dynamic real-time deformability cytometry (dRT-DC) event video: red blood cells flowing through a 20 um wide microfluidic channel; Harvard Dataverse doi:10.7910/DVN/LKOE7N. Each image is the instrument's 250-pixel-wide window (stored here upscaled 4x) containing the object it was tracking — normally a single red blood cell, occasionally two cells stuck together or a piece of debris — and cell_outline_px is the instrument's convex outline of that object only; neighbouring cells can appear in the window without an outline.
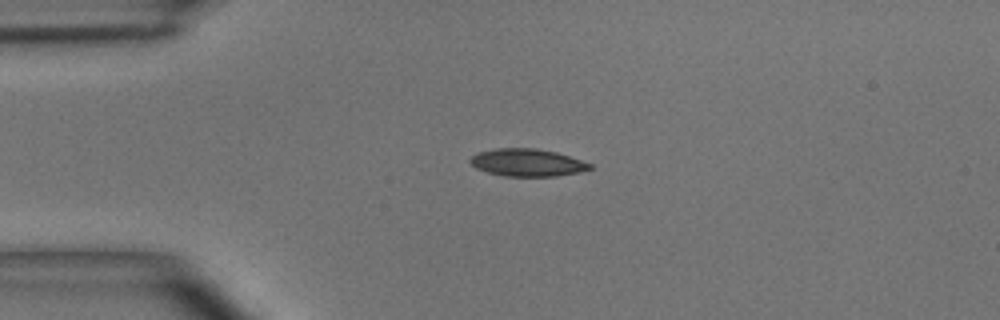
{"species": "common noctule bat (a hibernating species)", "species_latin": "Nyctalus noctula", "temperature_condition": "room temperature", "stored_images_in_passage": 38, "camera_frame_rate_fps": 3000, "um_per_image_px": 0.085, "animal": {"sex": "male", "body_mass_g": 15.6}, "frame": {"image": 1, "passage_image": 1, "time_ms": 0.0, "image_size_px": [1000, 320], "cell_outline_px": [[592, 168], [580, 172], [556, 176], [504, 176], [488, 172], [476, 168], [468, 160], [472, 156], [480, 152], [496, 148], [536, 148], [556, 152], [592, 164]], "centroid_in_image_um": [44.82, 13.82], "position_along_channel_um": 40.2, "area_um2": 19.02}}
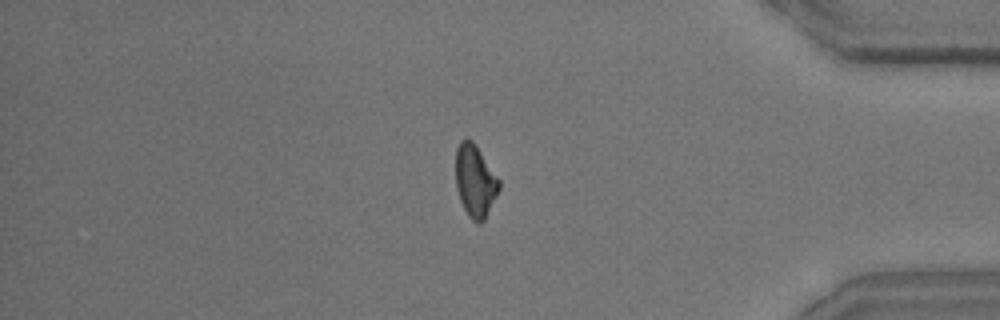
{"frame": {"image": 2, "passage_image": 31, "time_ms": 10.0, "image_size_px": [1000, 320], "cell_outline_px": [[500, 188], [484, 220], [480, 224], [472, 220], [468, 216], [460, 200], [456, 188], [456, 148], [460, 140], [472, 140], [500, 180]], "centroid_in_image_um": [40.38, 15.39], "position_along_channel_um": 394.8, "area_um2": 18.09}}
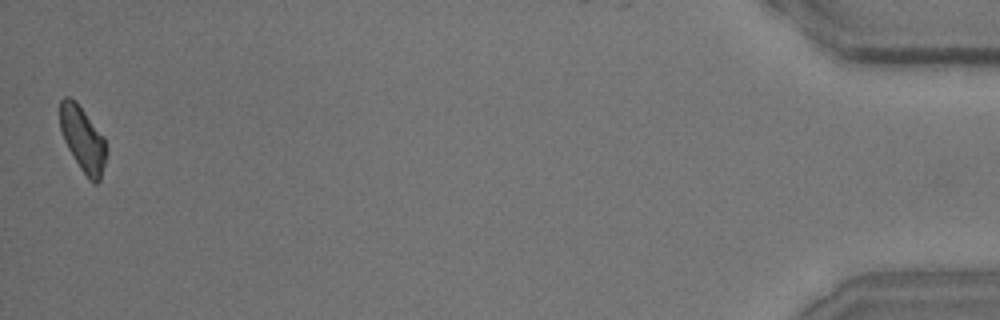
{"frame": {"image": 3, "passage_image": 38, "time_ms": 12.333, "image_size_px": [1000, 320], "cell_outline_px": [[108, 152], [100, 180], [96, 184], [92, 184], [88, 180], [80, 168], [68, 148], [64, 140], [60, 128], [60, 100], [64, 96], [68, 96], [76, 100], [104, 136], [108, 148]], "centroid_in_image_um": [7.06, 11.83], "position_along_channel_um": 428.1, "area_um2": 17.98}, "authors_computed_cell_mechanics": {"area_um2": 18.6116, "velocity_mm_per_s": 4.0833, "shape_relaxation_time_tau1_ms": 3.6341, "shape_relaxation_time_tau2_ms": 2.2433, "deformation_change_tau1": 0.1245, "deformation_change_tau2": 0.0883}}